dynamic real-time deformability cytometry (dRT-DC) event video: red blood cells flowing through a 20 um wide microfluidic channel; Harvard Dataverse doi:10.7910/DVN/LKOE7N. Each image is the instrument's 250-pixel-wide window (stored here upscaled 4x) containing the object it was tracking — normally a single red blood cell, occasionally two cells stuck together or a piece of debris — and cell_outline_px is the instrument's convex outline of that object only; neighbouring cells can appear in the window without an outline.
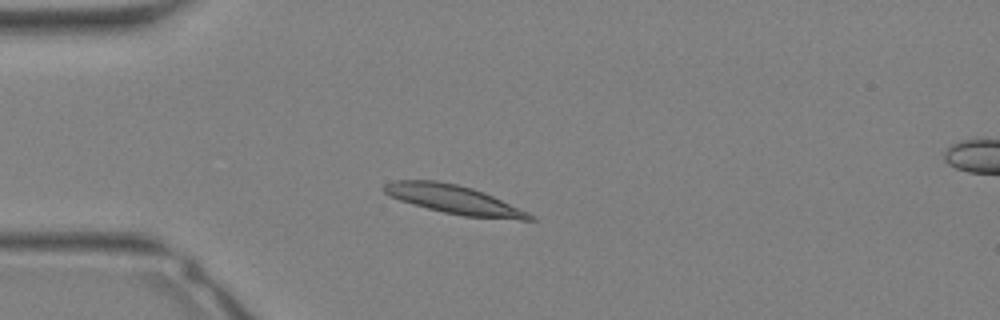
{"species": "Egyptian fruit bat (a non-hibernating species)", "species_latin": "Rousettus aegyptiacus", "temperature_condition": "warm", "stored_images_in_passage": 30, "camera_frame_rate_fps": 3000, "um_per_image_px": 0.085, "animal": {"sex": "female"}, "frame": {"image": 1, "passage_image": 5, "time_ms": 1.333, "image_size_px": [1000, 320], "cell_outline_px": [[536, 220], [520, 220], [464, 216], [444, 212], [412, 204], [388, 196], [380, 188], [384, 184], [396, 180], [436, 180], [456, 184], [472, 188], [484, 192], [528, 212], [536, 216]], "centroid_in_image_um": [38.57, 16.96], "position_along_channel_um": 46.4, "area_um2": 24.39}}
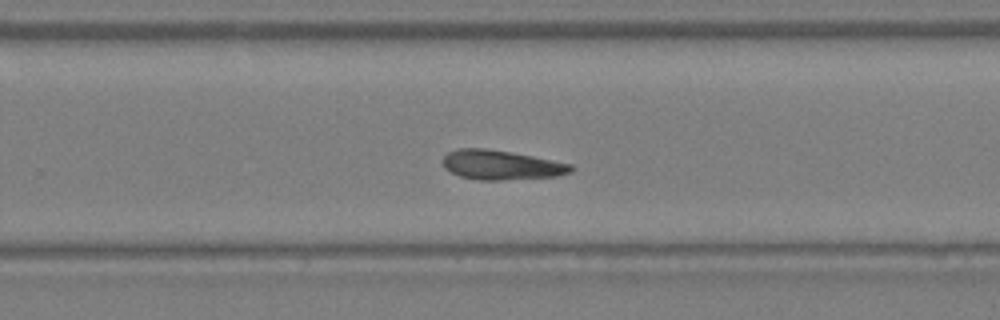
{"frame": {"image": 2, "passage_image": 18, "time_ms": 5.667, "image_size_px": [1000, 320], "cell_outline_px": [[572, 172], [556, 176], [500, 180], [480, 180], [460, 176], [444, 168], [440, 160], [448, 152], [456, 148], [484, 148], [512, 152], [572, 164]], "centroid_in_image_um": [42.55, 14.01], "position_along_channel_um": 287.3, "area_um2": 22.02}}
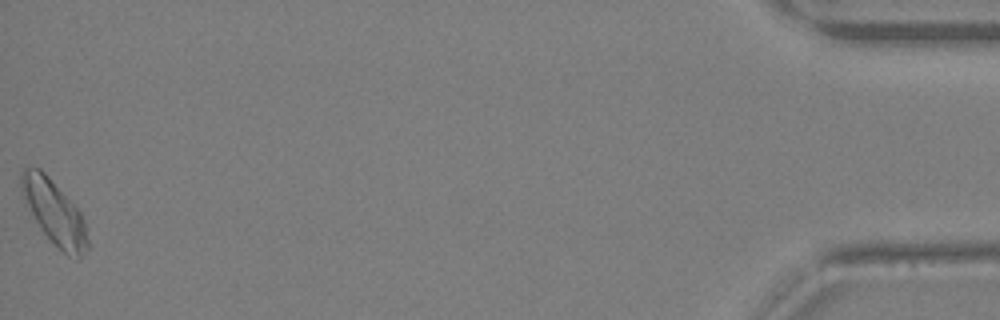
{"frame": {"image": 3, "passage_image": 30, "time_ms": 9.667, "image_size_px": [1000, 320], "cell_outline_px": [[88, 248], [80, 260], [76, 260], [68, 256], [40, 228], [28, 204], [20, 184], [20, 172], [24, 168], [40, 168], [48, 176], [80, 212], [84, 220], [88, 240]], "centroid_in_image_um": [4.66, 18.08], "position_along_channel_um": 430.5, "area_um2": 23.99}}